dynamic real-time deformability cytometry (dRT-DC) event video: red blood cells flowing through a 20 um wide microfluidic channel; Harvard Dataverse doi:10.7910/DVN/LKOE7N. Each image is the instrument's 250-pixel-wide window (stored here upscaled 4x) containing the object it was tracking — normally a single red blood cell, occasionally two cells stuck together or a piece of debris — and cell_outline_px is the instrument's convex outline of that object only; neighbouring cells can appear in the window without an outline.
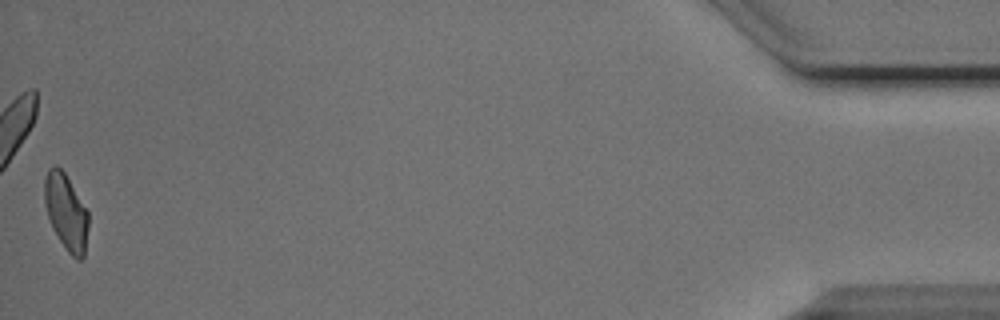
{"species": "Egyptian fruit bat (a non-hibernating species)", "species_latin": "Rousettus aegyptiacus", "temperature_condition": "cold", "stored_images_in_passage": 53, "camera_frame_rate_fps": 3000, "um_per_image_px": 0.085, "animal": {"sex": "male"}, "frame": {"image": 1, "passage_image": 53, "time_ms": 17.333, "image_size_px": [1000, 320], "cell_outline_px": [[88, 228], [84, 256], [80, 260], [76, 260], [68, 252], [52, 228], [48, 216], [44, 200], [44, 180], [48, 168], [56, 164], [64, 172], [88, 212]], "centroid_in_image_um": [5.61, 18.02], "position_along_channel_um": 429.6, "area_um2": 19.31}, "authors_computed_cell_mechanics": {"area_um2": 20.808, "velocity_mm_per_s": 3.8718, "shape_relaxation_time_tau1_ms": 3.2444, "shape_relaxation_time_tau2_ms": 1.615, "deformation_change_tau1": 0.1027, "deformation_change_tau2": 0.0667}}